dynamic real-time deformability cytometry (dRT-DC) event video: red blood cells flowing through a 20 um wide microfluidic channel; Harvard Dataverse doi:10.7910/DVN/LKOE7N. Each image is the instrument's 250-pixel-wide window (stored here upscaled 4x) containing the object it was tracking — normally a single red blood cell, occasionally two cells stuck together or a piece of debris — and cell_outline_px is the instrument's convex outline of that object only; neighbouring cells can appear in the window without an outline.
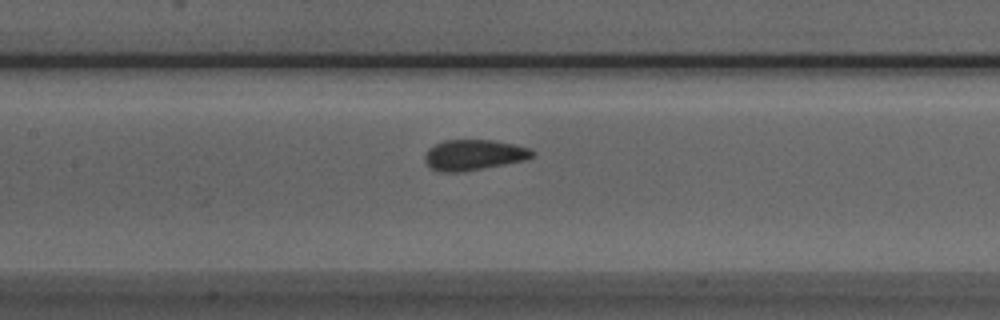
{"species": "Egyptian fruit bat (a non-hibernating species)", "species_latin": "Rousettus aegyptiacus", "temperature_condition": "room temperature", "stored_images_in_passage": 36, "camera_frame_rate_fps": 3000, "um_per_image_px": 0.085, "animal": {"sex": "male"}, "frame": {"image": 1, "passage_image": 12, "time_ms": 3.667, "image_size_px": [1000, 320], "cell_outline_px": [[536, 156], [524, 160], [464, 172], [436, 172], [424, 160], [424, 156], [428, 148], [444, 140], [496, 140], [528, 148], [536, 152]], "centroid_in_image_um": [40.27, 13.17], "position_along_channel_um": 167.1, "area_um2": 19.25}}
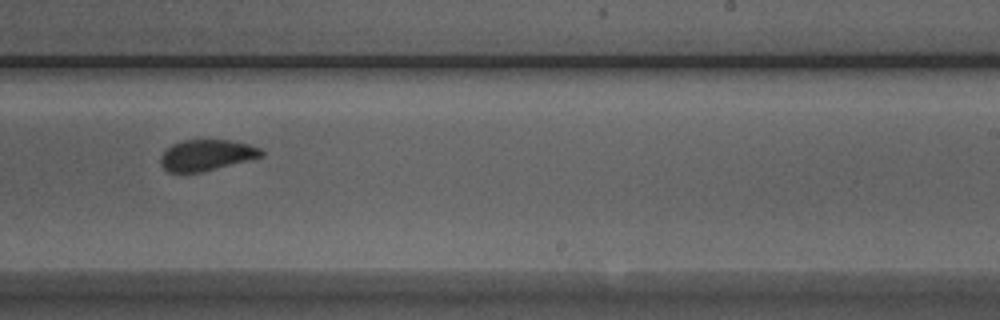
{"frame": {"image": 2, "passage_image": 20, "time_ms": 6.333, "image_size_px": [1000, 320], "cell_outline_px": [[264, 156], [200, 172], [168, 172], [160, 164], [160, 156], [172, 144], [184, 140], [228, 140], [248, 144], [260, 148], [264, 152]], "centroid_in_image_um": [17.55, 13.18], "position_along_channel_um": 271.5, "area_um2": 17.98}}
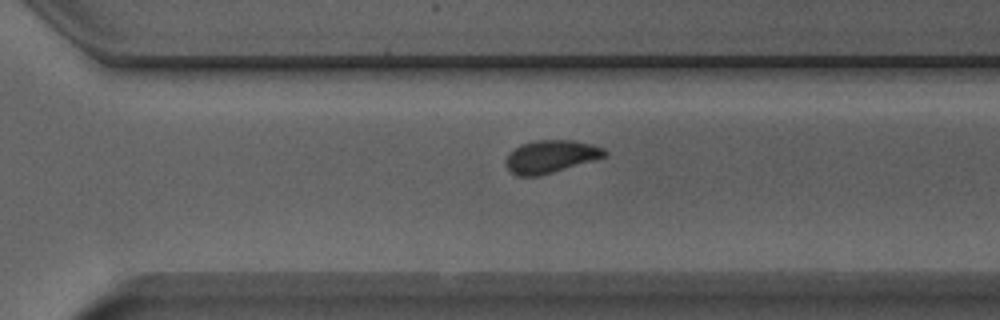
{"frame": {"image": 3, "passage_image": 24, "time_ms": 7.667, "image_size_px": [1000, 320], "cell_outline_px": [[608, 156], [540, 176], [516, 176], [504, 164], [504, 160], [508, 152], [520, 144], [536, 140], [572, 140], [592, 144], [604, 148], [608, 152]], "centroid_in_image_um": [46.8, 13.3], "position_along_channel_um": 323.8, "area_um2": 19.13}, "authors_computed_cell_mechanics": {"area_um2": 19.1896, "velocity_mm_per_s": 3.9293, "shape_relaxation_time_tau1_ms": 6.2108, "shape_relaxation_time_tau2_ms": 0.5198, "deformation_change_tau1": 0.1197, "deformation_change_tau2": 0.052}}